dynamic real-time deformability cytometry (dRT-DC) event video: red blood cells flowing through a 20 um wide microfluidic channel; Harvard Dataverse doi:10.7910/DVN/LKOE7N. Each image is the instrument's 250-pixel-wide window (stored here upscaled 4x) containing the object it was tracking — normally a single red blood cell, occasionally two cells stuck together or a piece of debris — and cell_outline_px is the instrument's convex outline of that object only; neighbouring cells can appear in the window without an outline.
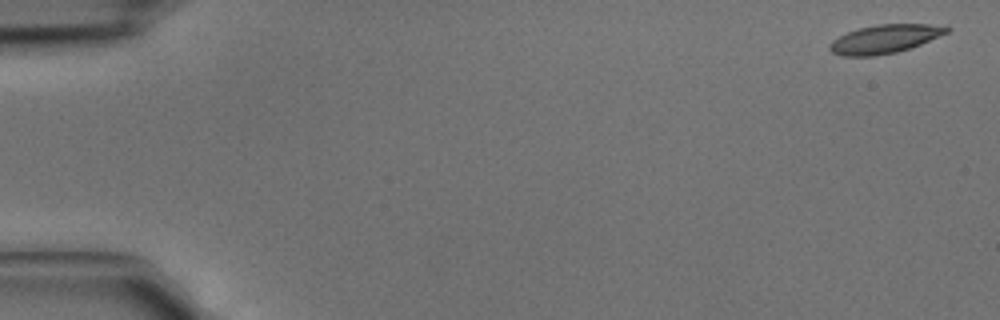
{"species": "common noctule bat (a hibernating species)", "species_latin": "Nyctalus noctula", "temperature_condition": "cold", "stored_images_in_passage": 3, "camera_frame_rate_fps": 3000, "um_per_image_px": 0.085, "animal": {"sex": "male", "body_mass_g": 15.6}, "frame": {"image": 1, "passage_image": 1, "time_ms": 0.0, "image_size_px": [1000, 320], "cell_outline_px": [[952, 28], [948, 32], [920, 44], [896, 52], [872, 56], [844, 56], [832, 52], [828, 48], [828, 44], [832, 40], [848, 32], [860, 28], [876, 24], [928, 24]], "centroid_in_image_um": [75.16, 3.31], "position_along_channel_um": 9.8, "area_um2": 19.19}}
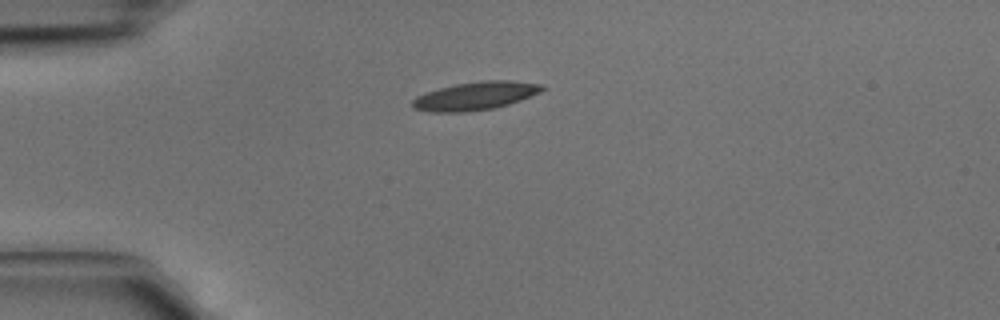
{"frame": {"image": 2, "passage_image": 3, "time_ms": 0.667, "image_size_px": [1000, 320], "cell_outline_px": [[548, 88], [540, 92], [520, 100], [508, 104], [492, 108], [464, 112], [428, 112], [412, 108], [412, 100], [416, 96], [424, 92], [456, 84], [480, 80], [516, 80], [544, 84]], "centroid_in_image_um": [40.42, 8.13], "position_along_channel_um": 44.6, "area_um2": 21.56}}